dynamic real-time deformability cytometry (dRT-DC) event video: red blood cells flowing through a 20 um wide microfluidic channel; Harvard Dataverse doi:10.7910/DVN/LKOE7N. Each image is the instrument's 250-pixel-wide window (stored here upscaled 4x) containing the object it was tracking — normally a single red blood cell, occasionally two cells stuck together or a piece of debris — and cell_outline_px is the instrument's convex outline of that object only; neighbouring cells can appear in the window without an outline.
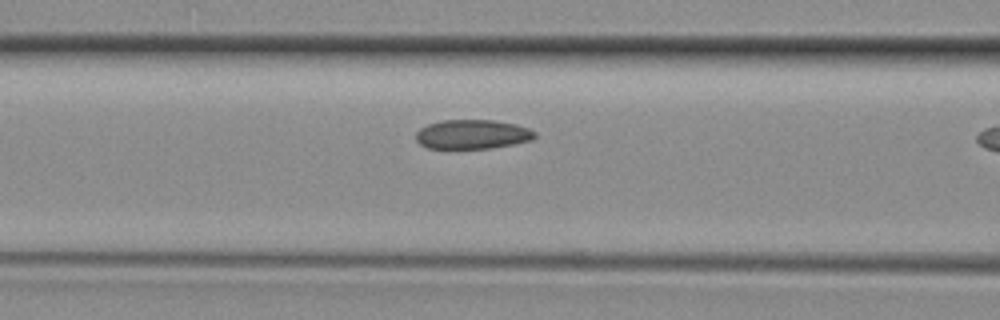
{"species": "common noctule bat (a hibernating species)", "species_latin": "Nyctalus noctula", "temperature_condition": "room temperature", "stored_images_in_passage": 10, "camera_frame_rate_fps": 3000, "um_per_image_px": 0.085, "animal": {"sex": "female", "body_mass_g": 29.2, "forearm_length_mm": 56.3}, "frame": {"image": 1, "passage_image": 9, "time_ms": 2.667, "image_size_px": [1000, 320], "cell_outline_px": [[536, 136], [532, 140], [492, 148], [428, 148], [420, 144], [416, 140], [416, 132], [420, 128], [428, 124], [440, 120], [492, 120], [516, 124], [528, 128], [536, 132]], "centroid_in_image_um": [40.15, 11.41], "position_along_channel_um": 126.5, "area_um2": 20.29}}